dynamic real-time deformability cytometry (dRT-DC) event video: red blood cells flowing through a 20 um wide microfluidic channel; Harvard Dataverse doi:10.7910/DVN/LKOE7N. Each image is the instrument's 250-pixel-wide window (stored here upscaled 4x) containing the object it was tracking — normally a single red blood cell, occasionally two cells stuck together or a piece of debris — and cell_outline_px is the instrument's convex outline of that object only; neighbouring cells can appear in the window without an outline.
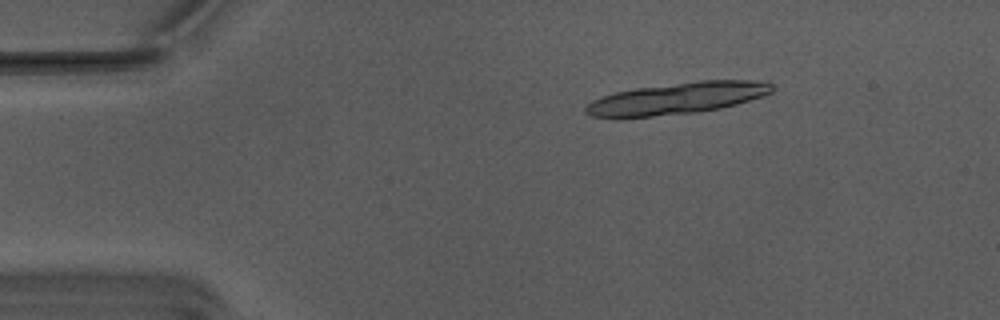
{"species": "Egyptian fruit bat (a non-hibernating species)", "species_latin": "Rousettus aegyptiacus", "temperature_condition": "warm", "stored_images_in_passage": 15, "camera_frame_rate_fps": 3000, "um_per_image_px": 0.085, "animal": {"sex": "male"}, "frame": {"image": 1, "passage_image": 3, "time_ms": 0.667, "image_size_px": [1000, 320], "cell_outline_px": [[776, 88], [772, 92], [736, 104], [720, 108], [696, 112], [616, 120], [592, 116], [584, 112], [584, 108], [592, 100], [616, 92], [636, 88], [700, 80], [768, 80]], "centroid_in_image_um": [57.51, 8.37], "position_along_channel_um": 27.5, "area_um2": 34.85}}